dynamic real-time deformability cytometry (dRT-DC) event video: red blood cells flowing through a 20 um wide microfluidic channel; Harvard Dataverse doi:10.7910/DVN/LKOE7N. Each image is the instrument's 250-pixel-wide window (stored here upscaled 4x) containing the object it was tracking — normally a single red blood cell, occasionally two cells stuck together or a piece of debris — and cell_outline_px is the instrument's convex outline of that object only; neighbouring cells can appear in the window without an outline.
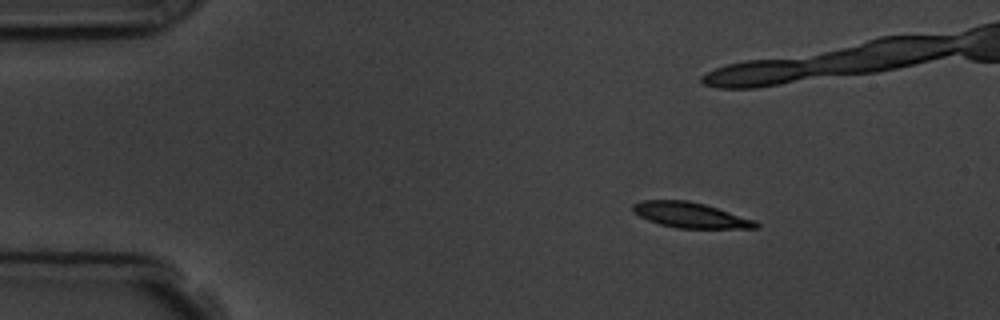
{"species": "common noctule bat (a hibernating species)", "species_latin": "Nyctalus noctula", "temperature_condition": "room temperature", "stored_images_in_passage": 6, "camera_frame_rate_fps": 3000, "um_per_image_px": 0.085, "animal": {"sex": "male", "body_mass_g": 19.5, "forearm_length_mm": 54.6}, "frame": {"image": 1, "passage_image": 1, "time_ms": 0.0, "image_size_px": [1000, 320], "cell_outline_px": [[760, 224], [756, 228], [676, 228], [660, 224], [648, 220], [632, 212], [632, 204], [640, 200], [688, 200], [704, 204], [756, 220]], "centroid_in_image_um": [58.66, 18.28], "position_along_channel_um": 26.3, "area_um2": 18.21}}